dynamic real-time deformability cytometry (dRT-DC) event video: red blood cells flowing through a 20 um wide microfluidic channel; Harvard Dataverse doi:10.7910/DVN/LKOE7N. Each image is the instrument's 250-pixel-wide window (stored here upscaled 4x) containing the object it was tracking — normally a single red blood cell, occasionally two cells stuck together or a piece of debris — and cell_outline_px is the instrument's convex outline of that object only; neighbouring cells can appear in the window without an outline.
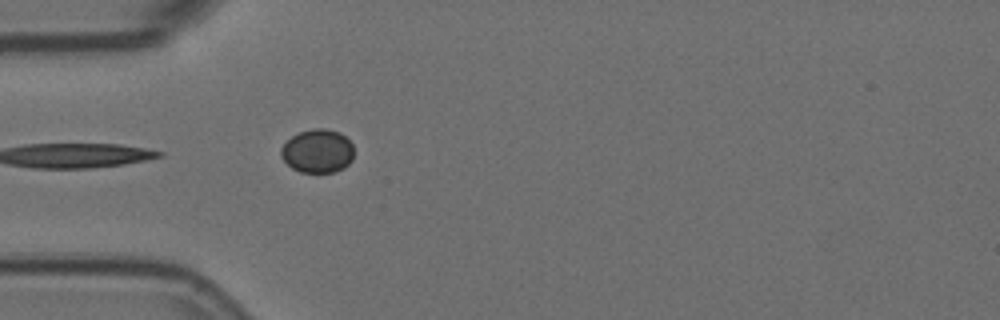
{"species": "Egyptian fruit bat (a non-hibernating species)", "species_latin": "Rousettus aegyptiacus", "temperature_condition": "room temperature", "stored_images_in_passage": 5, "camera_frame_rate_fps": 3000, "um_per_image_px": 0.085, "animal": {"sex": "female"}, "frame": {"image": 1, "passage_image": 5, "time_ms": 1.333, "image_size_px": [1000, 320], "cell_outline_px": [[352, 160], [344, 168], [336, 172], [300, 172], [292, 168], [280, 156], [280, 148], [292, 136], [300, 132], [312, 128], [324, 128], [340, 132], [352, 144]], "centroid_in_image_um": [26.98, 12.84], "position_along_channel_um": 58.0, "area_um2": 18.5}}